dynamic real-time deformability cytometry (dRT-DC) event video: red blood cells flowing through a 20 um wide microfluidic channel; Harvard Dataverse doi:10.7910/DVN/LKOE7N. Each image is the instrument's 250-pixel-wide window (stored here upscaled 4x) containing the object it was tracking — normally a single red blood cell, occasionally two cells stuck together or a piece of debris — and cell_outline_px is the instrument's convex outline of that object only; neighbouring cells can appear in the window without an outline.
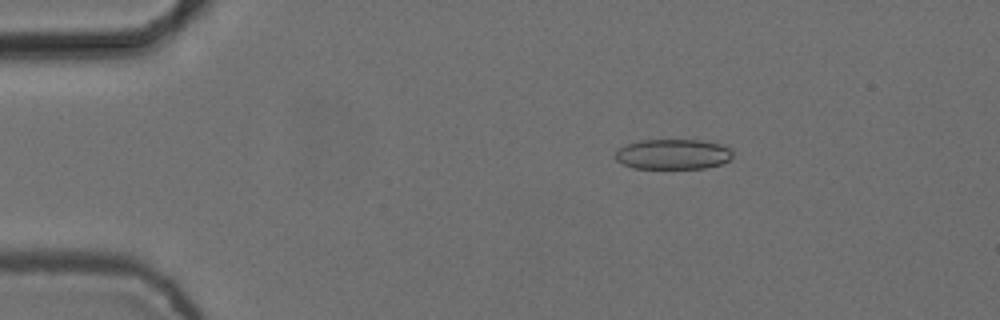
{"species": "common noctule bat (a hibernating species)", "species_latin": "Nyctalus noctula", "temperature_condition": "cold", "stored_images_in_passage": 3, "camera_frame_rate_fps": 3000, "um_per_image_px": 0.085, "animal": {"sex": "female", "body_mass_g": 24.6, "forearm_length_mm": 56.2}, "frame": {"image": 1, "passage_image": 2, "time_ms": 0.333, "image_size_px": [1000, 320], "cell_outline_px": [[732, 156], [728, 160], [720, 164], [704, 168], [632, 168], [616, 160], [616, 152], [620, 148], [628, 144], [640, 140], [700, 140], [720, 144], [728, 148], [732, 152]], "centroid_in_image_um": [57.19, 13.11], "position_along_channel_um": 27.8, "area_um2": 20.4}}